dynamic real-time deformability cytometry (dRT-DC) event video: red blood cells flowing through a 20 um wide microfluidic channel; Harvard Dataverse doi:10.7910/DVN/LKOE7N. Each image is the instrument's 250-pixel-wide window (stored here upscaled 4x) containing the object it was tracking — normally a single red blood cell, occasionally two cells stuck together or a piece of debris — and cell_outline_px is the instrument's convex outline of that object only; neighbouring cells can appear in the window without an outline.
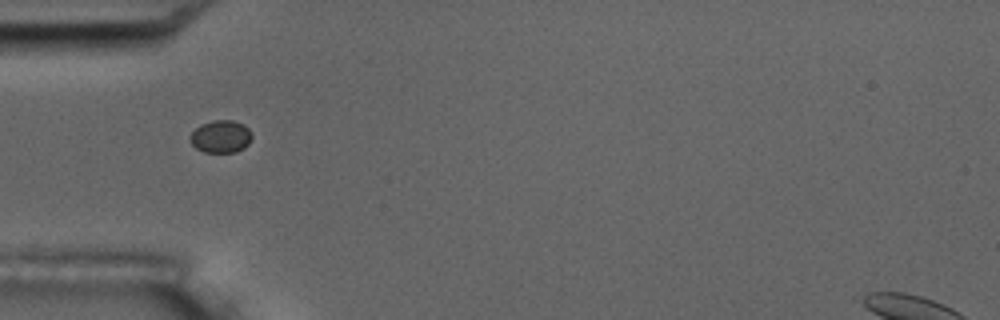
{"species": "common noctule bat (a hibernating species)", "species_latin": "Nyctalus noctula", "temperature_condition": "room temperature", "stored_images_in_passage": 7, "camera_frame_rate_fps": 3000, "um_per_image_px": 0.085, "animal": {"sex": "male", "body_mass_g": 17.5, "forearm_length_mm": 52.3}, "frame": {"image": 1, "passage_image": 1, "time_ms": 0.0, "image_size_px": [1000, 320], "cell_outline_px": [[252, 140], [244, 148], [236, 152], [204, 152], [196, 148], [192, 144], [192, 132], [200, 124], [212, 120], [232, 120], [244, 124], [252, 132]], "centroid_in_image_um": [18.82, 11.6], "position_along_channel_um": 66.2, "area_um2": 11.73}}
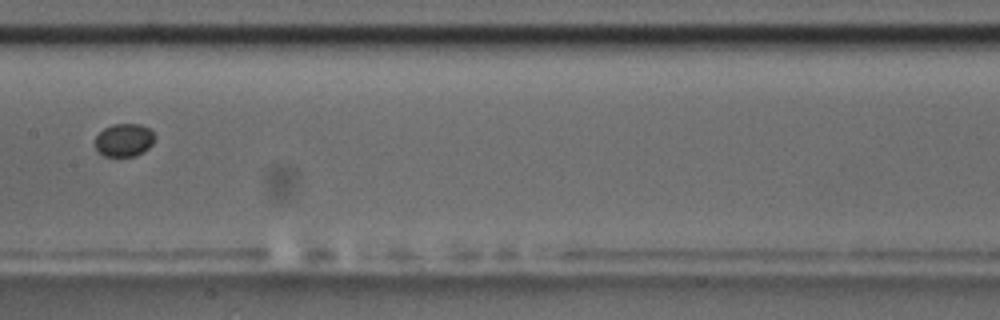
{"frame": {"image": 2, "passage_image": 4, "time_ms": 3.667, "image_size_px": [1000, 320], "cell_outline_px": [[152, 144], [148, 148], [136, 156], [104, 156], [96, 148], [96, 136], [104, 128], [112, 124], [140, 124], [148, 128], [152, 132]], "centroid_in_image_um": [10.52, 11.9], "position_along_channel_um": 196.9, "area_um2": 11.21}}
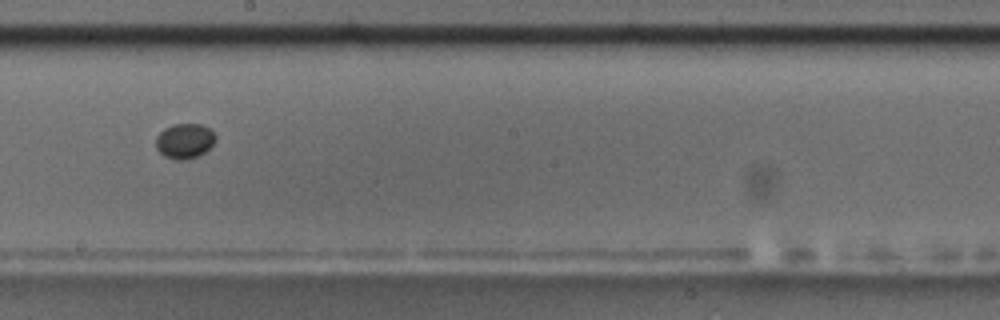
{"frame": {"image": 3, "passage_image": 5, "time_ms": 4.667, "image_size_px": [1000, 320], "cell_outline_px": [[216, 140], [200, 156], [188, 160], [176, 160], [164, 156], [156, 148], [156, 136], [164, 128], [172, 124], [200, 124], [208, 128], [216, 136]], "centroid_in_image_um": [15.68, 11.99], "position_along_channel_um": 232.5, "area_um2": 12.25}}